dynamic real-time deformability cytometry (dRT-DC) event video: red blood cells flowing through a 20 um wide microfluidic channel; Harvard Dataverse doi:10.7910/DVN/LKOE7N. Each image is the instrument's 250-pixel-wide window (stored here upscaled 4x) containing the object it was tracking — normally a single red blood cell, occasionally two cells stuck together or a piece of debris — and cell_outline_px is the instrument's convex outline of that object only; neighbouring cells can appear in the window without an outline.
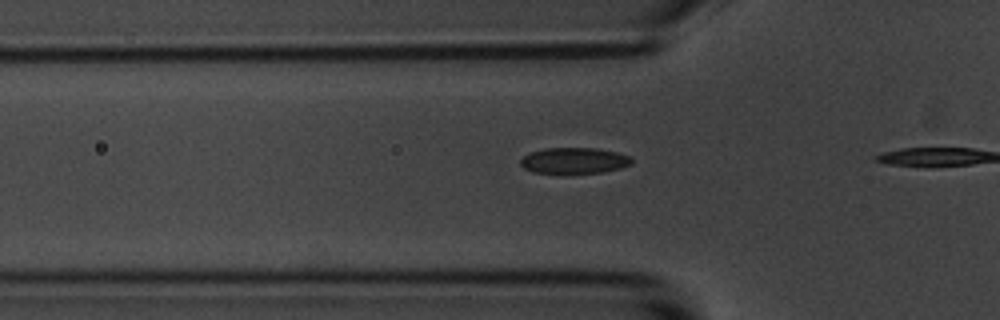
{"species": "common noctule bat (a hibernating species)", "species_latin": "Nyctalus noctula", "temperature_condition": "room temperature", "stored_images_in_passage": 9, "camera_frame_rate_fps": 3000, "um_per_image_px": 0.085, "animal": {"sex": "male", "body_mass_g": 20.1, "forearm_length_mm": 53.5}, "frame": {"image": 1, "passage_image": 7, "time_ms": 2.0, "image_size_px": [1000, 320], "cell_outline_px": [[632, 164], [620, 168], [600, 172], [536, 172], [524, 168], [520, 164], [520, 160], [524, 156], [532, 152], [544, 148], [596, 148], [616, 152], [628, 156], [632, 160]], "centroid_in_image_um": [48.81, 13.63], "position_along_channel_um": 77.0, "area_um2": 16.36}}